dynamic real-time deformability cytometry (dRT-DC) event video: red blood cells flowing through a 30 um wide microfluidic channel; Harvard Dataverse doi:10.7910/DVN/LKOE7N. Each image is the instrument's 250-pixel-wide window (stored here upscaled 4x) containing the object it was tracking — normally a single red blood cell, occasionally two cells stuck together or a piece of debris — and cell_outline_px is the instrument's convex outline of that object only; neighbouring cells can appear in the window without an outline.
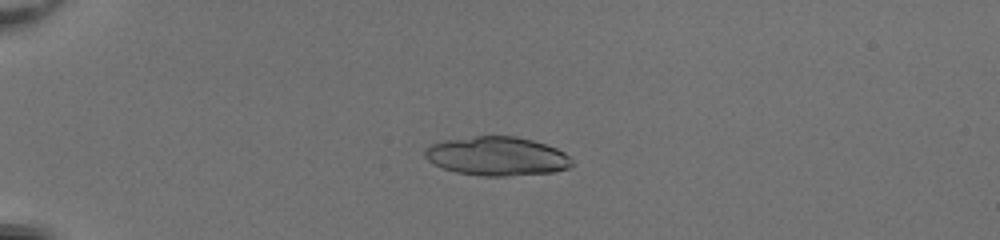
{"species": "common noctule bat (a hibernating species)", "species_latin": "Nyctalus noctula", "temperature_condition": "room temperature", "stored_images_in_passage": 53, "camera_frame_rate_fps": 3000, "um_per_image_px": 0.085, "animal": {"sex": "female", "body_mass_g": 20.0, "forearm_length_mm": 54.0}, "frame": {"image": 1, "passage_image": 16, "time_ms": 5.0, "image_size_px": [1000, 240], "cell_outline_px": [[572, 164], [568, 168], [552, 172], [504, 176], [480, 176], [456, 172], [432, 164], [424, 156], [424, 148], [428, 144], [444, 140], [476, 136], [516, 136], [532, 140], [556, 148], [564, 152], [572, 160]], "centroid_in_image_um": [42.19, 13.27], "position_along_channel_um": 42.8, "area_um2": 33.41}}